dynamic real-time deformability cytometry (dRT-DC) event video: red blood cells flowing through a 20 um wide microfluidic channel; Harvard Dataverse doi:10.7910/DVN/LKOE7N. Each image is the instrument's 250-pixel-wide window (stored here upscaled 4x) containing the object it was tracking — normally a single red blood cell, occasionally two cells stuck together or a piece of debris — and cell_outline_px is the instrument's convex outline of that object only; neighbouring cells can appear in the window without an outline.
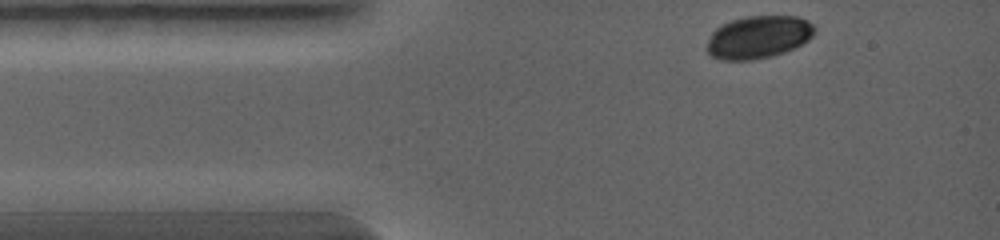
{"species": "common noctule bat (a hibernating species)", "species_latin": "Nyctalus noctula", "temperature_condition": "warm", "stored_images_in_passage": 7, "camera_frame_rate_fps": 5000, "um_per_image_px": 0.085, "animal": {"sex": "female", "body_mass_g": 19.0, "forearm_length_mm": 56.7}, "frame": {"image": 1, "passage_image": 1, "time_ms": 0.0, "image_size_px": [1000, 240], "cell_outline_px": [[816, 32], [808, 40], [784, 52], [772, 56], [752, 60], [720, 60], [712, 56], [708, 52], [708, 40], [712, 32], [716, 28], [732, 20], [748, 16], [796, 16], [808, 20], [816, 28]], "centroid_in_image_um": [64.48, 3.15], "position_along_channel_um": 20.5, "area_um2": 26.65}}
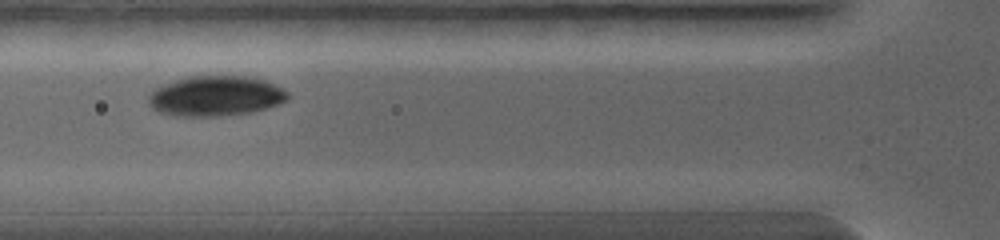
{"frame": {"image": 2, "passage_image": 5, "time_ms": 2.0, "image_size_px": [1000, 240], "cell_outline_px": [[288, 96], [280, 104], [252, 112], [220, 116], [172, 116], [160, 112], [152, 108], [148, 104], [148, 96], [156, 88], [164, 84], [176, 80], [192, 76], [244, 76], [264, 80], [288, 92]], "centroid_in_image_um": [18.29, 8.17], "position_along_channel_um": 107.5, "area_um2": 32.37}}
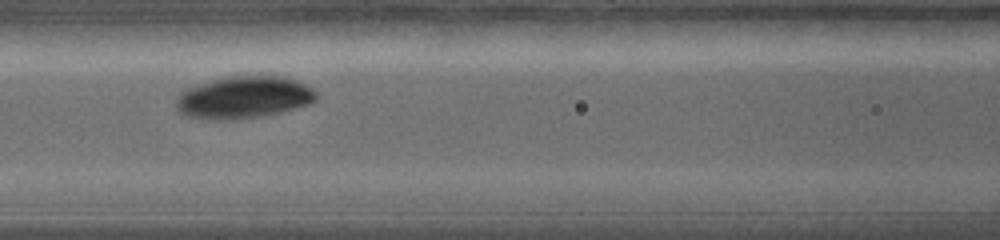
{"frame": {"image": 3, "passage_image": 6, "time_ms": 2.6, "image_size_px": [1000, 240], "cell_outline_px": [[316, 100], [308, 104], [280, 112], [264, 116], [236, 120], [208, 120], [188, 116], [180, 112], [176, 108], [176, 100], [180, 92], [184, 88], [196, 84], [212, 80], [232, 76], [276, 76], [292, 80], [304, 84], [312, 88], [316, 92]], "centroid_in_image_um": [20.65, 8.3], "position_along_channel_um": 145.9, "area_um2": 34.45}}